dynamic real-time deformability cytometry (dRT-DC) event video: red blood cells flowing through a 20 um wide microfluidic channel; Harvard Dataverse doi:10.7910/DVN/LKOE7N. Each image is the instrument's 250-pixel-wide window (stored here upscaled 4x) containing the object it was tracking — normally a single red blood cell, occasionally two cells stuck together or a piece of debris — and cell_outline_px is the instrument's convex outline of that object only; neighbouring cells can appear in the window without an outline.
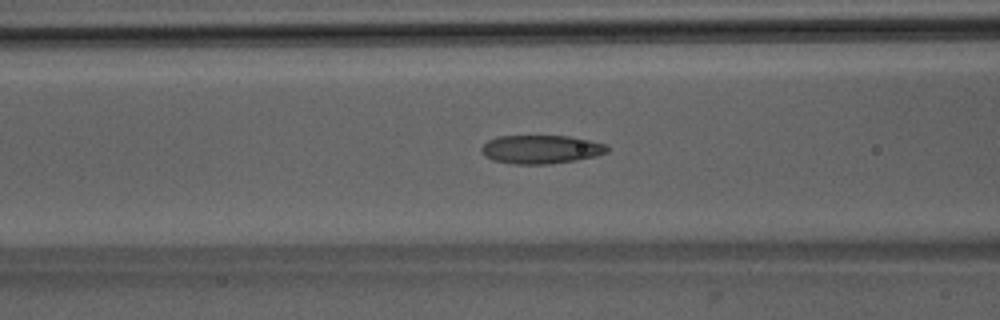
{"species": "Egyptian fruit bat (a non-hibernating species)", "species_latin": "Rousettus aegyptiacus", "temperature_condition": "room temperature", "stored_images_in_passage": 51, "camera_frame_rate_fps": 3000, "um_per_image_px": 0.085, "animal": {"sex": "male"}, "frame": {"image": 1, "passage_image": 21, "time_ms": 6.667, "image_size_px": [1000, 320], "cell_outline_px": [[608, 152], [596, 156], [576, 160], [548, 164], [516, 164], [492, 160], [484, 156], [480, 148], [488, 140], [496, 136], [568, 136], [608, 144]], "centroid_in_image_um": [45.98, 12.69], "position_along_channel_um": 120.6, "area_um2": 20.98}}
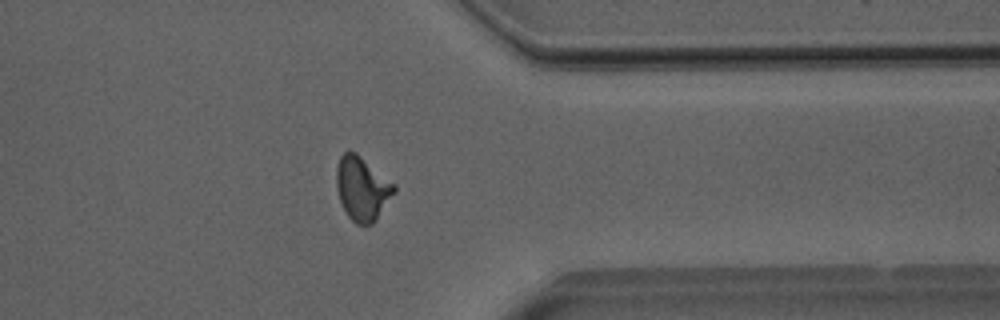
{"frame": {"image": 2, "passage_image": 41, "time_ms": 13.333, "image_size_px": [1000, 320], "cell_outline_px": [[396, 192], [376, 220], [372, 224], [356, 224], [348, 216], [340, 200], [336, 188], [336, 168], [340, 156], [348, 148], [356, 152], [396, 184]], "centroid_in_image_um": [30.79, 15.99], "position_along_channel_um": 380.6, "area_um2": 21.73}}
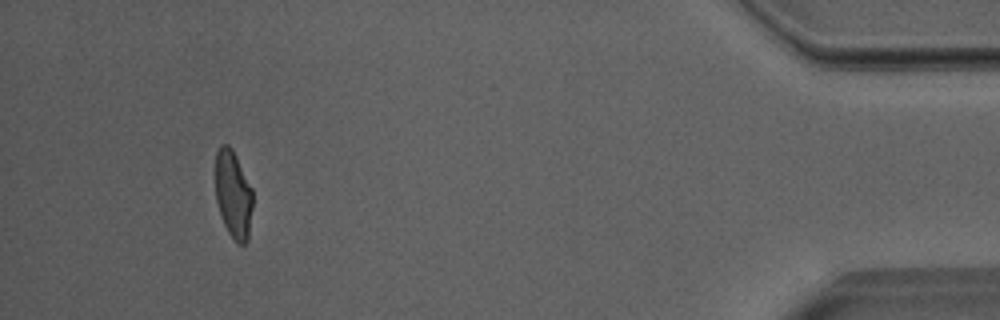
{"frame": {"image": 3, "passage_image": 48, "time_ms": 15.667, "image_size_px": [1000, 320], "cell_outline_px": [[252, 208], [248, 240], [244, 244], [236, 244], [228, 232], [224, 224], [216, 200], [216, 152], [220, 144], [228, 144], [232, 148], [252, 188]], "centroid_in_image_um": [19.83, 16.53], "position_along_channel_um": 415.4, "area_um2": 19.07}, "authors_computed_cell_mechanics": {"area_um2": 20.9814, "velocity_mm_per_s": 4.0132, "shape_relaxation_time_tau1_ms": 8.9318, "shape_relaxation_time_tau2_ms": 1.2199, "deformation_change_tau1": 0.236, "deformation_change_tau2": 0.0859}}